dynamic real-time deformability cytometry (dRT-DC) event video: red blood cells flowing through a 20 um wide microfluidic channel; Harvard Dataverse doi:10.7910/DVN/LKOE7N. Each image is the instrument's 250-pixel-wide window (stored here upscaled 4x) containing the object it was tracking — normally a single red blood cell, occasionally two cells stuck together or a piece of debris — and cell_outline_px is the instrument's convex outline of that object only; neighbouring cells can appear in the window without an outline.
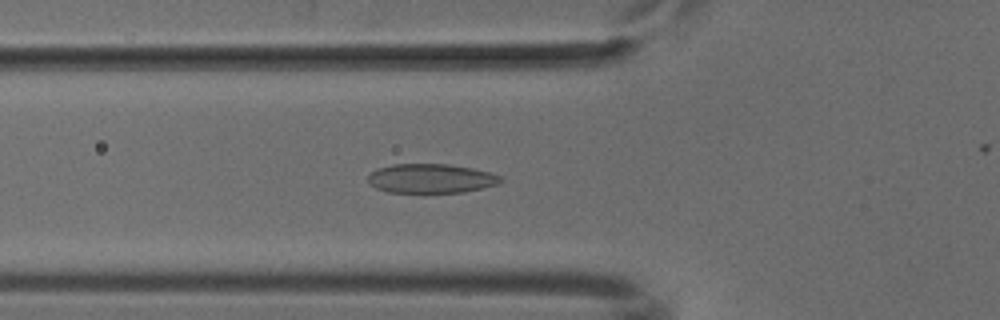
{"species": "common noctule bat (a hibernating species)", "species_latin": "Nyctalus noctula", "temperature_condition": "cold", "stored_images_in_passage": 45, "camera_frame_rate_fps": 3000, "um_per_image_px": 0.085, "animal": {"sex": "male", "body_mass_g": 18.8}, "frame": {"image": 1, "passage_image": 18, "time_ms": 5.667, "image_size_px": [1000, 320], "cell_outline_px": [[504, 180], [500, 184], [464, 192], [388, 192], [376, 188], [368, 180], [368, 176], [376, 168], [392, 164], [448, 164], [472, 168], [488, 172], [500, 176]], "centroid_in_image_um": [36.65, 15.16], "position_along_channel_um": 89.2, "area_um2": 22.54}}
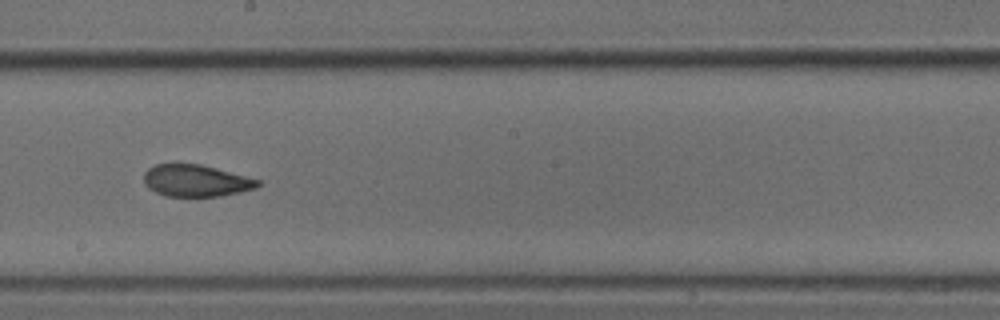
{"frame": {"image": 2, "passage_image": 29, "time_ms": 9.333, "image_size_px": [1000, 320], "cell_outline_px": [[264, 184], [256, 188], [220, 196], [164, 196], [148, 188], [144, 184], [144, 172], [148, 168], [156, 164], [200, 164], [216, 168], [260, 180]], "centroid_in_image_um": [16.65, 15.36], "position_along_channel_um": 231.5, "area_um2": 21.15}}
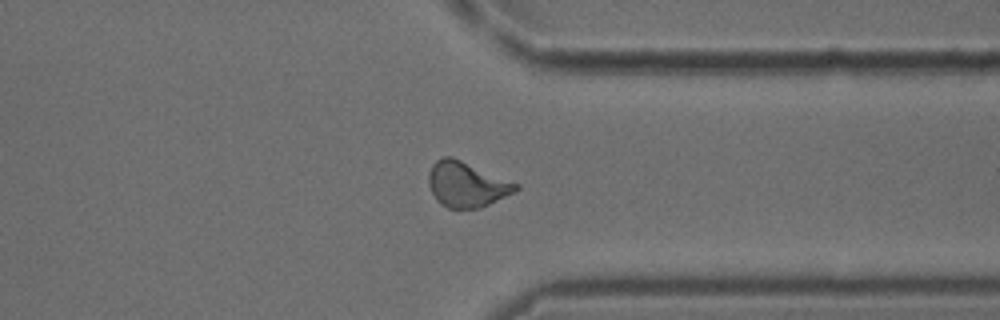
{"frame": {"image": 3, "passage_image": 40, "time_ms": 13.0, "image_size_px": [1000, 320], "cell_outline_px": [[520, 188], [516, 192], [480, 208], [448, 208], [440, 204], [436, 200], [428, 184], [428, 172], [432, 164], [436, 160], [444, 156], [452, 156], [520, 184]], "centroid_in_image_um": [39.67, 15.67], "position_along_channel_um": 371.7, "area_um2": 23.24}}